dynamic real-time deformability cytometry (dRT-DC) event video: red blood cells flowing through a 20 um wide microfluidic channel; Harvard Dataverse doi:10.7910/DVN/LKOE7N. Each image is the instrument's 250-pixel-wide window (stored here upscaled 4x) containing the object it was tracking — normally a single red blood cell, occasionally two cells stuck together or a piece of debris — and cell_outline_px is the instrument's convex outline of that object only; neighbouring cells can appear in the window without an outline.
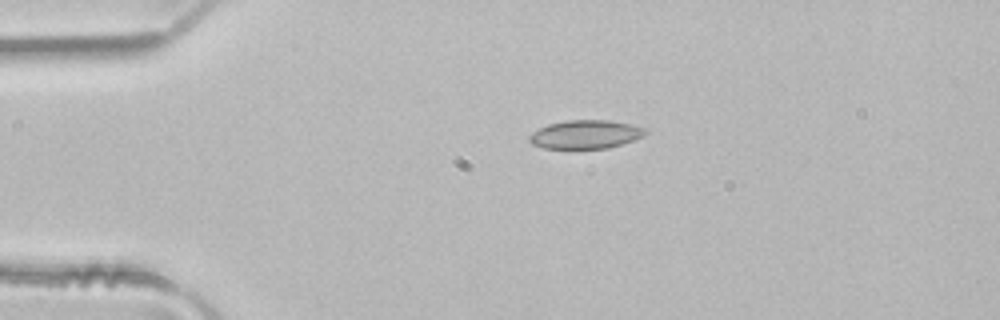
{"species": "common noctule bat (a hibernating species)", "species_latin": "Nyctalus noctula", "temperature_condition": "room temperature", "stored_images_in_passage": 3, "camera_frame_rate_fps": 3000, "um_per_image_px": 0.085, "animal": {"sex": "male", "body_mass_g": 21.5, "forearm_length_mm": 52.0}, "frame": {"image": 1, "passage_image": 1, "time_ms": 0.0, "image_size_px": [1000, 320], "cell_outline_px": [[648, 132], [644, 136], [608, 148], [544, 148], [532, 144], [528, 140], [528, 136], [532, 132], [548, 124], [568, 120], [608, 120], [628, 124], [644, 128]], "centroid_in_image_um": [49.74, 11.42], "position_along_channel_um": 35.3, "area_um2": 19.07}}
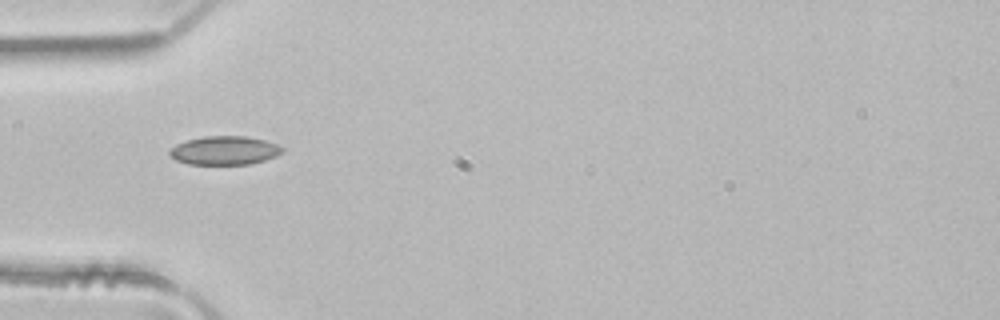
{"frame": {"image": 2, "passage_image": 2, "time_ms": 0.333, "image_size_px": [1000, 320], "cell_outline_px": [[284, 152], [276, 156], [252, 164], [188, 164], [176, 160], [168, 156], [168, 152], [176, 144], [188, 140], [204, 136], [248, 136], [264, 140], [276, 144], [284, 148]], "centroid_in_image_um": [19.09, 12.79], "position_along_channel_um": 65.9, "area_um2": 18.9}}
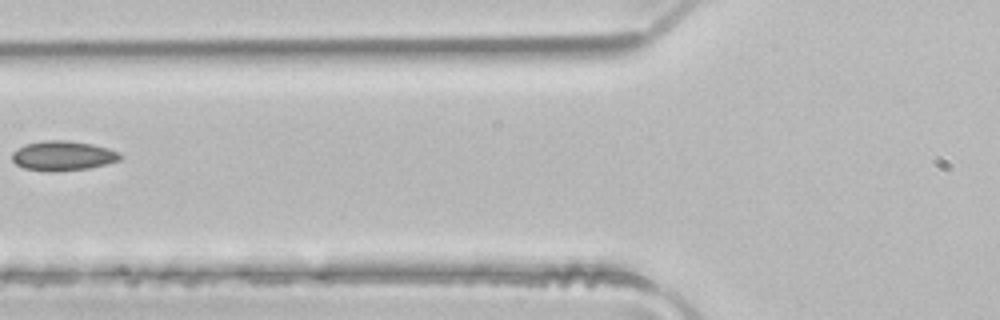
{"frame": {"image": 3, "passage_image": 3, "time_ms": 0.667, "image_size_px": [1000, 320], "cell_outline_px": [[124, 156], [120, 160], [88, 168], [52, 172], [48, 172], [24, 168], [16, 164], [12, 160], [12, 152], [16, 148], [24, 144], [44, 140], [68, 140], [92, 144], [108, 148], [120, 152]], "centroid_in_image_um": [5.33, 13.23], "position_along_channel_um": 120.5, "area_um2": 18.9}}